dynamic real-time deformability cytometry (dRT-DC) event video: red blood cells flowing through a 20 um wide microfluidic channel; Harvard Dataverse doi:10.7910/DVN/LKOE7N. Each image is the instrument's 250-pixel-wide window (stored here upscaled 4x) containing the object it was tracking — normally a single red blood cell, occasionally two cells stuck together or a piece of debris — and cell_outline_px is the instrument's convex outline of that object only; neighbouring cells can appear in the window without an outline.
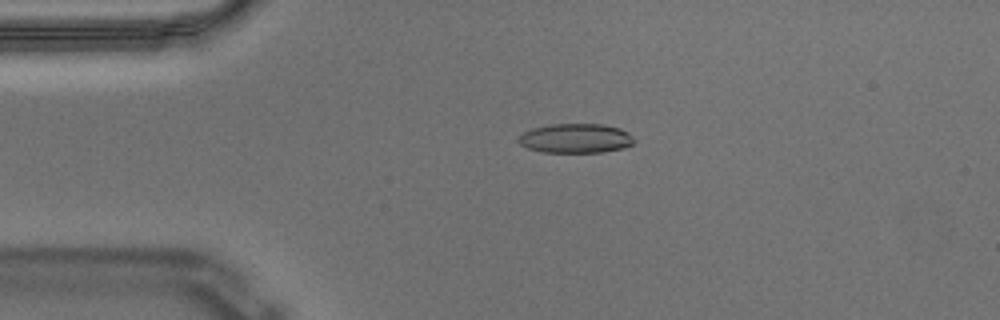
{"species": "Egyptian fruit bat (a non-hibernating species)", "species_latin": "Rousettus aegyptiacus", "temperature_condition": "warm", "stored_images_in_passage": 45, "camera_frame_rate_fps": 3000, "um_per_image_px": 0.085, "animal": {"sex": "male"}, "frame": {"image": 1, "passage_image": 1, "time_ms": 0.0, "image_size_px": [1000, 320], "cell_outline_px": [[636, 140], [632, 144], [624, 148], [604, 152], [544, 152], [528, 148], [520, 144], [516, 140], [524, 132], [532, 128], [548, 124], [604, 124], [620, 128], [628, 132]], "centroid_in_image_um": [48.95, 11.75], "position_along_channel_um": 36.0, "area_um2": 19.94}}
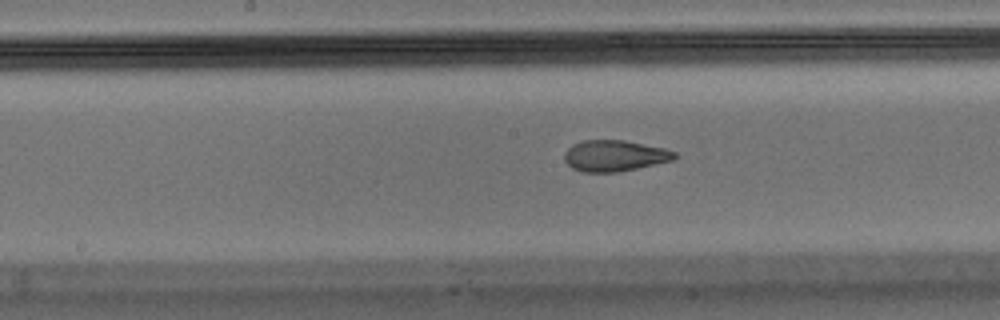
{"frame": {"image": 2, "passage_image": 17, "time_ms": 5.333, "image_size_px": [1000, 320], "cell_outline_px": [[676, 160], [616, 172], [584, 172], [572, 168], [564, 160], [564, 152], [572, 144], [584, 140], [624, 140], [664, 148], [676, 152]], "centroid_in_image_um": [52.24, 13.23], "position_along_channel_um": 196.0, "area_um2": 20.0}}
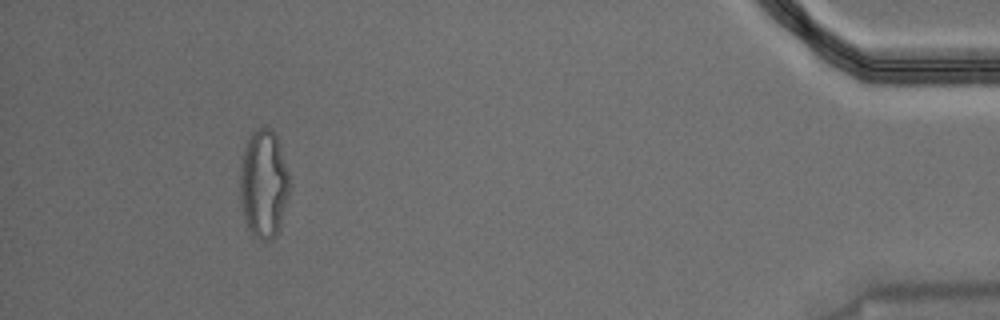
{"frame": {"image": 3, "passage_image": 41, "time_ms": 13.333, "image_size_px": [1000, 320], "cell_outline_px": [[288, 196], [280, 224], [276, 236], [272, 240], [260, 240], [248, 228], [244, 216], [240, 200], [240, 164], [244, 148], [252, 132], [264, 124], [272, 128], [276, 132], [280, 144], [288, 172]], "centroid_in_image_um": [22.4, 15.57], "position_along_channel_um": 412.8, "area_um2": 31.33}, "authors_computed_cell_mechanics": {"area_um2": 20.9236, "velocity_mm_per_s": 3.5367, "shape_relaxation_time_tau1_ms": null, "shape_relaxation_time_tau2_ms": 1.6847, "deformation_change_tau1": null, "deformation_change_tau2": 0.0821}}